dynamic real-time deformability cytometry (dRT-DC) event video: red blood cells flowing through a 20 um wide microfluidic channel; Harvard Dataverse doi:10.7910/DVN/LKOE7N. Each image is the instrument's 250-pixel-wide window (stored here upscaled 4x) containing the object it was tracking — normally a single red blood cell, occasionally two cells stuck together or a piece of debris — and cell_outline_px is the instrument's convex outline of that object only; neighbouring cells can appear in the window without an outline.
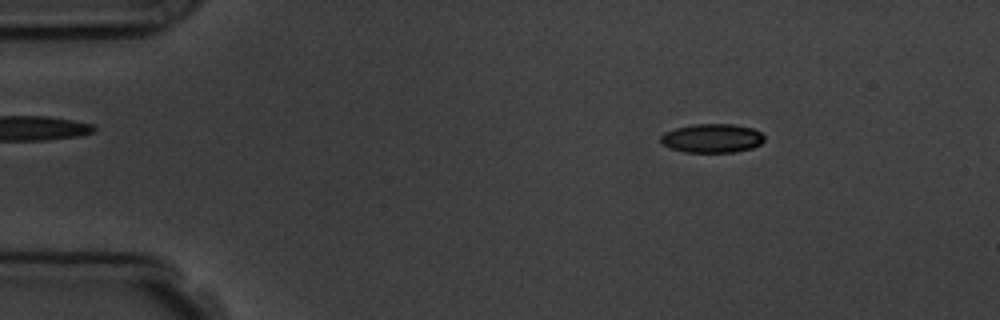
{"species": "common noctule bat (a hibernating species)", "species_latin": "Nyctalus noctula", "temperature_condition": "room temperature", "stored_images_in_passage": 5, "segment_of_instrument_passage": [1, 2], "camera_frame_rate_fps": 3000, "um_per_image_px": 0.085, "animal": {"sex": "male", "body_mass_g": 19.5, "forearm_length_mm": 54.6}, "frame": {"image": 1, "passage_image": 2, "time_ms": 1.0, "image_size_px": [1000, 320], "cell_outline_px": [[764, 140], [760, 144], [752, 148], [736, 152], [684, 152], [660, 144], [660, 136], [664, 132], [676, 128], [692, 124], [736, 124], [752, 128], [760, 132], [764, 136]], "centroid_in_image_um": [60.51, 11.75], "position_along_channel_um": 24.5, "area_um2": 17.57}}